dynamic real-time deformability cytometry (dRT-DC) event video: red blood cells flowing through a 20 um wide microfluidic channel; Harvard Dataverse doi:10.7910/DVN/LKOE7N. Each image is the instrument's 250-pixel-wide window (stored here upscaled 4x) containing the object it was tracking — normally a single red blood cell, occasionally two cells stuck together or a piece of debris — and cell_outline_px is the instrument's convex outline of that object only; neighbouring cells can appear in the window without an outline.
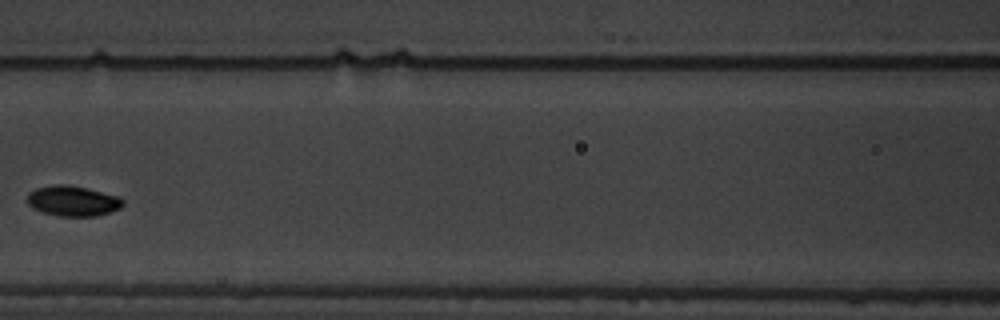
{"species": "common noctule bat (a hibernating species)", "species_latin": "Nyctalus noctula", "temperature_condition": "warm", "stored_images_in_passage": 13, "camera_frame_rate_fps": 3000, "um_per_image_px": 0.085, "animal": {"sex": "male", "body_mass_g": 19.5, "forearm_length_mm": 54.6}, "frame": {"image": 1, "passage_image": 4, "time_ms": 3.667, "image_size_px": [1000, 320], "cell_outline_px": [[124, 204], [120, 208], [96, 216], [60, 216], [44, 212], [32, 208], [28, 204], [28, 192], [36, 188], [56, 184], [68, 184], [88, 188], [120, 196], [124, 200]], "centroid_in_image_um": [6.21, 17.06], "position_along_channel_um": 160.4, "area_um2": 16.99}}
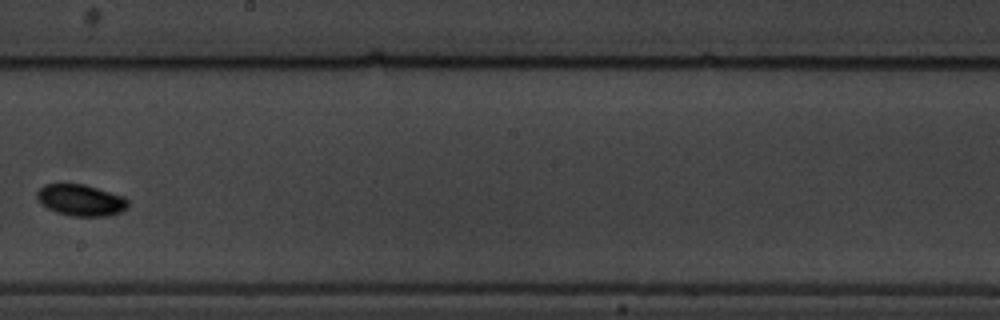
{"frame": {"image": 2, "passage_image": 6, "time_ms": 6.0, "image_size_px": [1000, 320], "cell_outline_px": [[128, 208], [120, 212], [108, 216], [72, 216], [56, 212], [48, 208], [36, 196], [36, 192], [44, 184], [84, 184], [124, 196], [128, 200]], "centroid_in_image_um": [6.9, 17.01], "position_along_channel_um": 241.3, "area_um2": 16.59}}
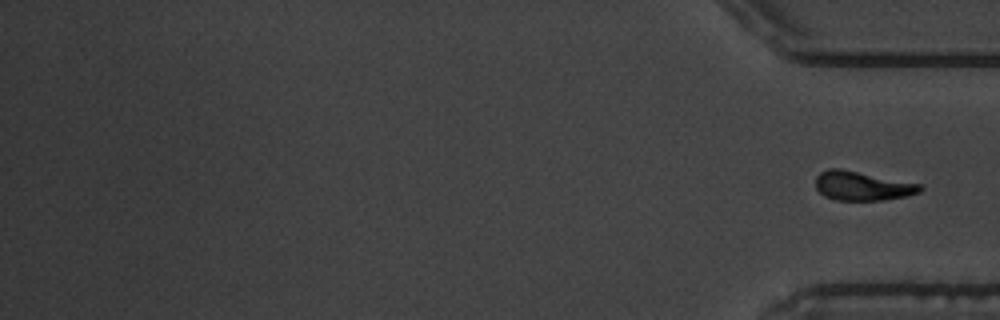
{"frame": {"image": 3, "passage_image": 13, "time_ms": 15.0, "image_size_px": [1000, 320], "cell_outline_px": [[924, 188], [920, 192], [908, 196], [884, 200], [836, 200], [824, 196], [816, 188], [816, 176], [820, 172], [828, 168], [840, 168], [920, 184]], "centroid_in_image_um": [73.29, 15.8], "position_along_channel_um": 361.9, "area_um2": 17.74}}